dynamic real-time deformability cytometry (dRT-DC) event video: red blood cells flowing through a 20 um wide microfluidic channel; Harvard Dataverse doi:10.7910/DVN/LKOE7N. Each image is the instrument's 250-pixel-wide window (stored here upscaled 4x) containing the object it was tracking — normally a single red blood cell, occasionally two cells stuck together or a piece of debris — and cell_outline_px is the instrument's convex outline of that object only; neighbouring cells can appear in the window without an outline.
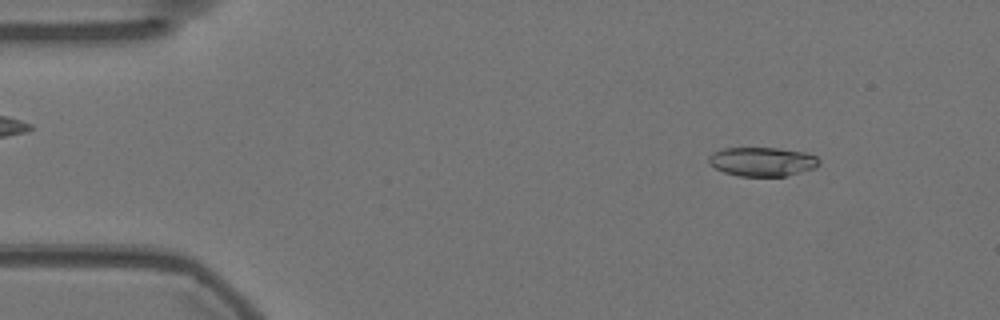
{"species": "Egyptian fruit bat (a non-hibernating species)", "species_latin": "Rousettus aegyptiacus", "temperature_condition": "warm", "stored_images_in_passage": 55, "camera_frame_rate_fps": 3000, "um_per_image_px": 0.085, "animal": {"sex": "female"}, "frame": {"image": 1, "passage_image": 6, "time_ms": 1.667, "image_size_px": [1000, 320], "cell_outline_px": [[820, 164], [816, 168], [784, 176], [740, 176], [724, 172], [716, 168], [708, 160], [708, 156], [712, 152], [724, 148], [780, 148], [804, 152], [816, 156], [820, 160]], "centroid_in_image_um": [64.82, 13.73], "position_along_channel_um": 20.2, "area_um2": 18.67}}
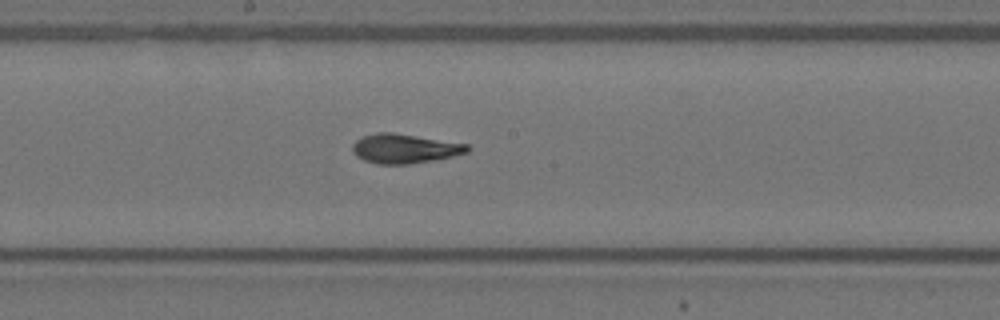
{"frame": {"image": 2, "passage_image": 29, "time_ms": 9.333, "image_size_px": [1000, 320], "cell_outline_px": [[472, 148], [468, 152], [452, 156], [432, 160], [408, 164], [376, 164], [364, 160], [356, 156], [352, 152], [352, 144], [356, 140], [364, 136], [376, 132], [392, 132], [468, 144]], "centroid_in_image_um": [34.37, 12.63], "position_along_channel_um": 213.8, "area_um2": 19.65}}
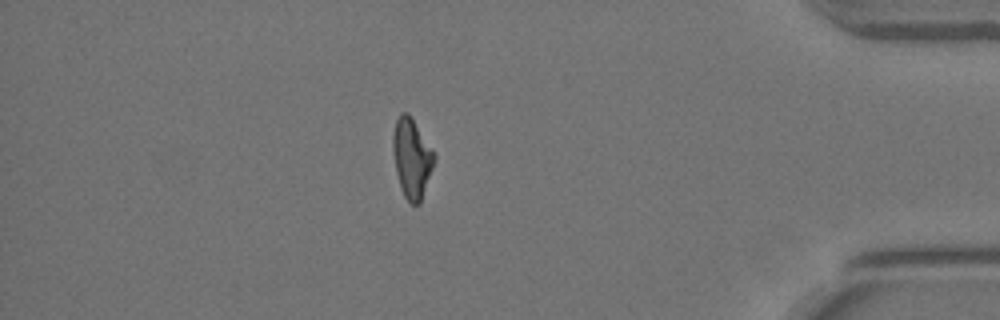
{"frame": {"image": 3, "passage_image": 48, "time_ms": 15.667, "image_size_px": [1000, 320], "cell_outline_px": [[436, 160], [420, 204], [412, 204], [404, 196], [400, 188], [396, 172], [392, 148], [392, 136], [396, 120], [400, 112], [408, 112], [432, 148], [436, 156]], "centroid_in_image_um": [35.0, 13.44], "position_along_channel_um": 400.2, "area_um2": 19.31}, "authors_computed_cell_mechanics": {"area_um2": 19.363, "velocity_mm_per_s": 3.5887, "shape_relaxation_time_tau1_ms": 4.3047, "shape_relaxation_time_tau2_ms": 2.5764, "deformation_change_tau1": 0.1767, "deformation_change_tau2": 0.0988}}